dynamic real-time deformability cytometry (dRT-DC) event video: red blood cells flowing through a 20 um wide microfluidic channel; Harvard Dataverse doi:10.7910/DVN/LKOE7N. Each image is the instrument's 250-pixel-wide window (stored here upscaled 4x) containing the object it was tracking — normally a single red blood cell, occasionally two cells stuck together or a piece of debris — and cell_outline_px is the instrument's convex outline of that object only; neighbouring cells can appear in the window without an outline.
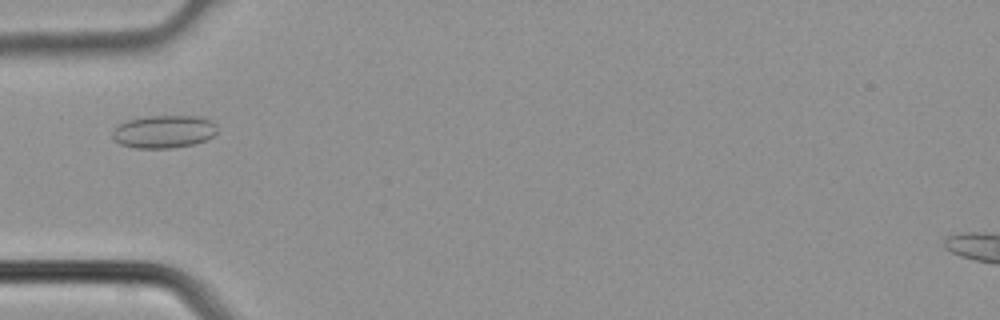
{"species": "common noctule bat (a hibernating species)", "species_latin": "Nyctalus noctula", "temperature_condition": "cold", "stored_images_in_passage": 2, "camera_frame_rate_fps": 3000, "um_per_image_px": 0.085, "animal": {"sex": "male", "body_mass_g": 21.5, "forearm_length_mm": 52.0}, "frame": {"image": 1, "passage_image": 2, "time_ms": 0.333, "image_size_px": [1000, 320], "cell_outline_px": [[216, 132], [212, 136], [204, 140], [192, 144], [168, 148], [136, 148], [120, 144], [112, 136], [112, 132], [124, 120], [148, 116], [200, 116], [212, 120], [216, 124]], "centroid_in_image_um": [13.92, 11.17], "position_along_channel_um": 71.1, "area_um2": 19.94}}